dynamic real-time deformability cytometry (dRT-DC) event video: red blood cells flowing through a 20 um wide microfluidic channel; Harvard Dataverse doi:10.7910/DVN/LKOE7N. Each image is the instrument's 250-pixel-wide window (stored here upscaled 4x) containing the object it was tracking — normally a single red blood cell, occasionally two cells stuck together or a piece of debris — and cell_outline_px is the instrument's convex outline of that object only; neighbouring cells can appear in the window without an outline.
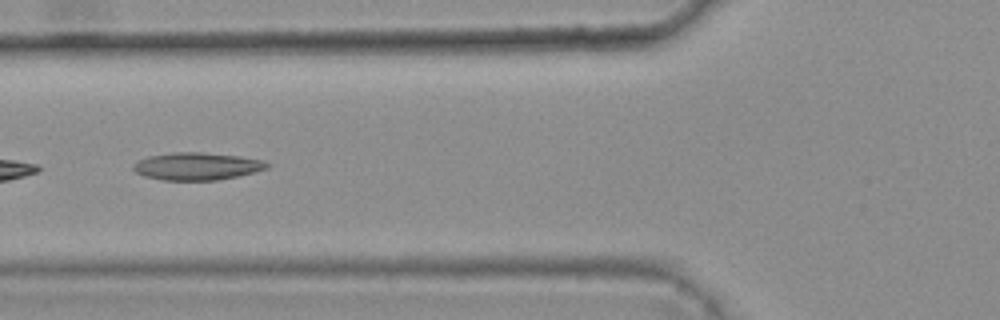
{"species": "common noctule bat (a hibernating species)", "species_latin": "Nyctalus noctula", "temperature_condition": "warm", "stored_images_in_passage": 8, "camera_frame_rate_fps": 3000, "um_per_image_px": 0.085, "animal": {"sex": "female", "body_mass_g": 25.1}, "frame": {"image": 1, "passage_image": 6, "time_ms": 1.667, "image_size_px": [1000, 320], "cell_outline_px": [[272, 164], [268, 168], [256, 172], [216, 180], [160, 180], [144, 176], [136, 172], [132, 168], [132, 164], [148, 156], [172, 152], [200, 152], [240, 156], [264, 160]], "centroid_in_image_um": [16.76, 14.13], "position_along_channel_um": 109.0, "area_um2": 21.56}}
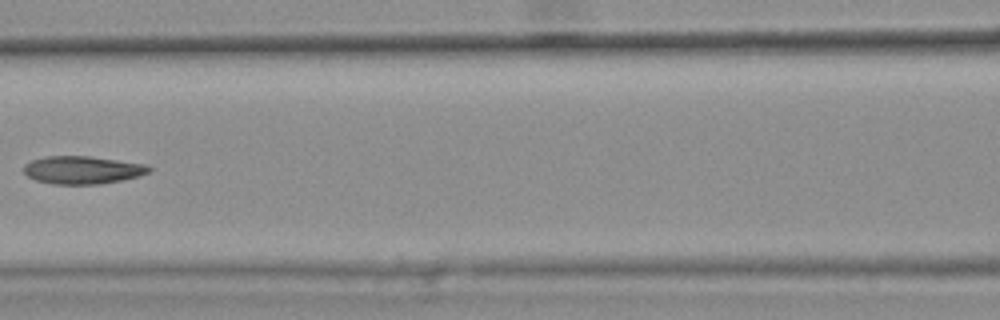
{"frame": {"image": 2, "passage_image": 7, "time_ms": 2.0, "image_size_px": [1000, 320], "cell_outline_px": [[152, 168], [148, 172], [136, 176], [120, 180], [100, 184], [56, 184], [36, 180], [28, 176], [24, 172], [24, 164], [32, 160], [44, 156], [88, 156], [148, 164]], "centroid_in_image_um": [7.0, 14.43], "position_along_channel_um": 159.6, "area_um2": 20.17}}